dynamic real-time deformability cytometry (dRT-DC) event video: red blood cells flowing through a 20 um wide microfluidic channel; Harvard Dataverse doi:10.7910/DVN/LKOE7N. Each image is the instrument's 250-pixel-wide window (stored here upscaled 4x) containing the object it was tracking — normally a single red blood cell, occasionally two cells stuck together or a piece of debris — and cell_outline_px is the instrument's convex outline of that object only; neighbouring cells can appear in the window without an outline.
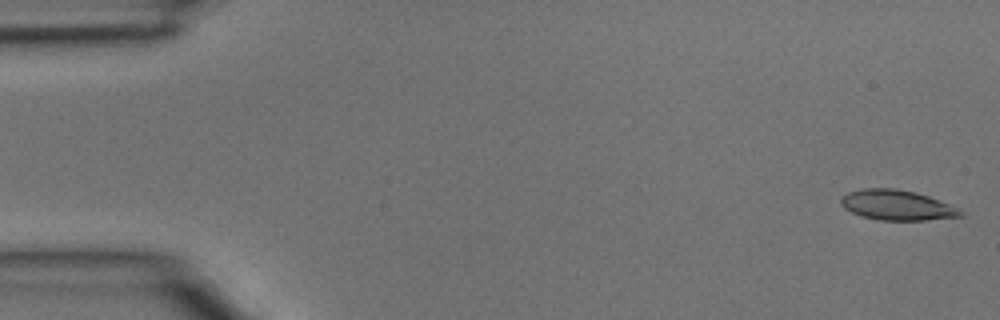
{"species": "common noctule bat (a hibernating species)", "species_latin": "Nyctalus noctula", "temperature_condition": "room temperature", "stored_images_in_passage": 4, "camera_frame_rate_fps": 3000, "um_per_image_px": 0.085, "animal": {"sex": "male", "body_mass_g": 15.6}, "frame": {"image": 1, "passage_image": 1, "time_ms": 0.0, "image_size_px": [1000, 320], "cell_outline_px": [[964, 216], [924, 220], [880, 220], [864, 216], [852, 212], [844, 208], [840, 204], [840, 196], [848, 192], [864, 188], [896, 188], [916, 192], [928, 196], [948, 204], [964, 212]], "centroid_in_image_um": [76.21, 17.42], "position_along_channel_um": 8.8, "area_um2": 20.92}}